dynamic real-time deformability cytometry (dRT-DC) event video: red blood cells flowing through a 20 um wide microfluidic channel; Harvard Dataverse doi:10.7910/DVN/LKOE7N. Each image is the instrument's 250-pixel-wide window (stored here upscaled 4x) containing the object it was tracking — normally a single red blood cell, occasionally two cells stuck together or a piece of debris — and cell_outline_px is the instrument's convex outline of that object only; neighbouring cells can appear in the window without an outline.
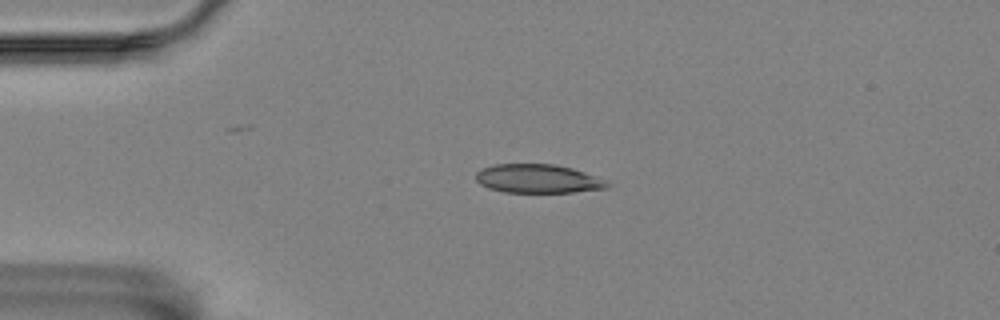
{"species": "Egyptian fruit bat (a non-hibernating species)", "species_latin": "Rousettus aegyptiacus", "temperature_condition": "room temperature", "stored_images_in_passage": 19, "camera_frame_rate_fps": 3000, "um_per_image_px": 0.085, "animal": {"sex": "female"}, "frame": {"image": 1, "passage_image": 11, "time_ms": 3.333, "image_size_px": [1000, 320], "cell_outline_px": [[612, 184], [608, 188], [572, 192], [504, 192], [488, 188], [480, 184], [476, 180], [476, 172], [484, 168], [496, 164], [556, 164], [572, 168], [584, 172], [604, 180]], "centroid_in_image_um": [45.72, 15.19], "position_along_channel_um": 39.3, "area_um2": 21.91}}
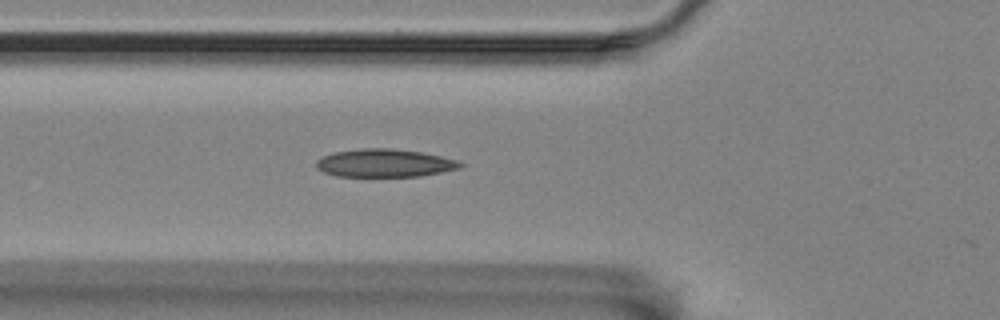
{"frame": {"image": 2, "passage_image": 18, "time_ms": 5.667, "image_size_px": [1000, 320], "cell_outline_px": [[464, 164], [460, 168], [420, 176], [336, 176], [324, 172], [316, 168], [316, 160], [332, 152], [364, 148], [392, 148], [420, 152], [440, 156], [456, 160]], "centroid_in_image_um": [32.66, 13.86], "position_along_channel_um": 93.1, "area_um2": 23.35}}